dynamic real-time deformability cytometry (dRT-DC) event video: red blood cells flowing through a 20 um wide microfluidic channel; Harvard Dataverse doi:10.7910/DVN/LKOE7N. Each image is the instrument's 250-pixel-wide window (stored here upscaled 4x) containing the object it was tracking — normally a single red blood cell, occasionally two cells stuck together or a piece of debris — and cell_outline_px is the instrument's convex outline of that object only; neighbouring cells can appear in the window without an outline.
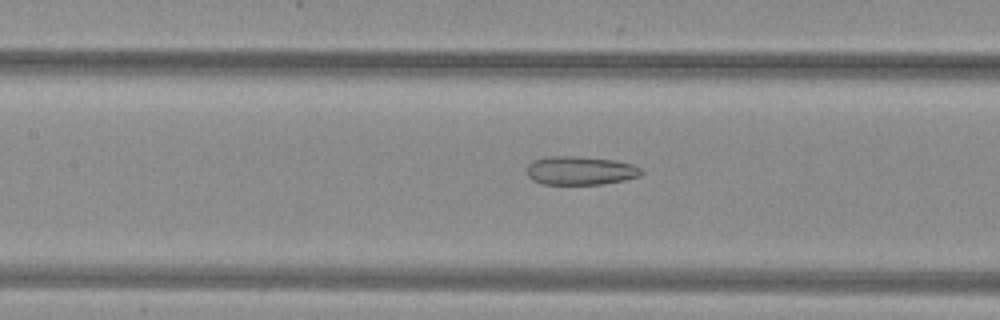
{"species": "common noctule bat (a hibernating species)", "species_latin": "Nyctalus noctula", "temperature_condition": "warm", "stored_images_in_passage": 37, "camera_frame_rate_fps": 3000, "um_per_image_px": 0.085, "animal": {"sex": "female", "body_mass_g": 29.2, "forearm_length_mm": 56.3}, "frame": {"image": 1, "passage_image": 10, "time_ms": 3.0, "image_size_px": [1000, 320], "cell_outline_px": [[644, 172], [640, 176], [600, 184], [540, 184], [532, 180], [528, 176], [528, 164], [532, 160], [544, 156], [576, 156], [616, 160], [632, 164], [640, 168]], "centroid_in_image_um": [49.29, 14.49], "position_along_channel_um": 158.1, "area_um2": 19.13}}
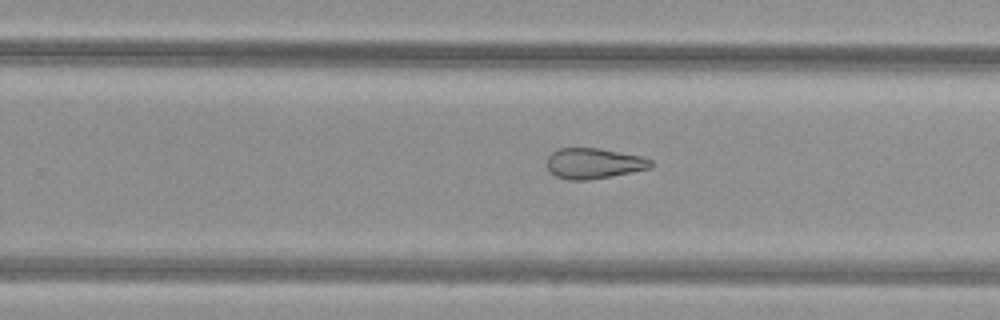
{"frame": {"image": 2, "passage_image": 19, "time_ms": 6.0, "image_size_px": [1000, 320], "cell_outline_px": [[652, 168], [612, 176], [588, 180], [568, 180], [556, 176], [548, 168], [548, 156], [556, 148], [600, 148], [640, 156], [652, 160]], "centroid_in_image_um": [50.48, 13.88], "position_along_channel_um": 279.3, "area_um2": 18.5}}
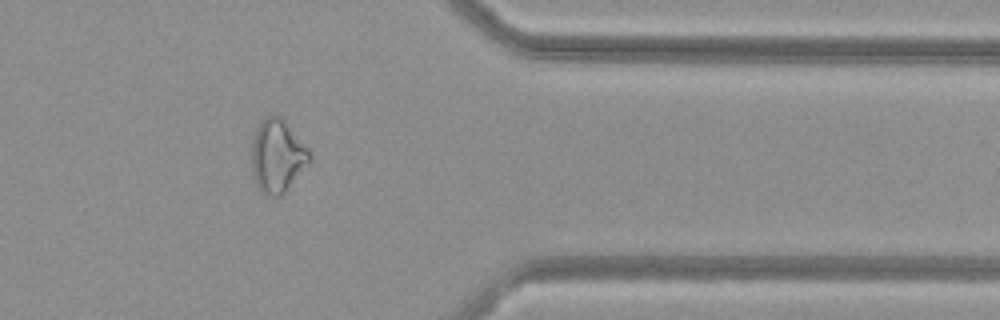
{"frame": {"image": 3, "passage_image": 28, "time_ms": 9.0, "image_size_px": [1000, 320], "cell_outline_px": [[312, 160], [284, 192], [280, 196], [264, 196], [260, 192], [252, 176], [252, 140], [256, 128], [272, 112], [280, 116], [284, 120], [312, 152]], "centroid_in_image_um": [23.58, 13.27], "position_along_channel_um": 387.8, "area_um2": 24.85}, "authors_computed_cell_mechanics": {"area_um2": 21.097, "velocity_mm_per_s": 4.0649, "shape_relaxation_time_tau1_ms": null, "shape_relaxation_time_tau2_ms": 3.5336, "deformation_change_tau1": null, "deformation_change_tau2": 0.1365}}